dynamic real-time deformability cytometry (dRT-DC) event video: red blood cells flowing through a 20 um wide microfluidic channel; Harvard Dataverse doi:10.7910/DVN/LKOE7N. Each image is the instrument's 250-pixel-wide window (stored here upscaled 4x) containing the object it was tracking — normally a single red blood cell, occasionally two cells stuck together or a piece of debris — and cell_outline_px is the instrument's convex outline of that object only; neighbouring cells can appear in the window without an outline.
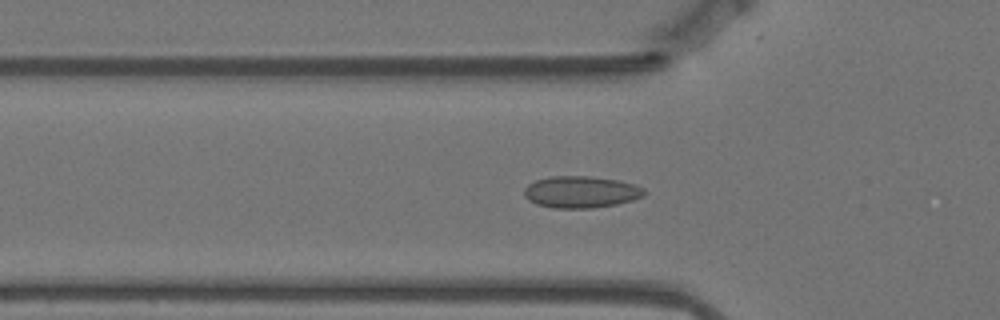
{"species": "Egyptian fruit bat (a non-hibernating species)", "species_latin": "Rousettus aegyptiacus", "temperature_condition": "warm", "stored_images_in_passage": 54, "camera_frame_rate_fps": 3000, "um_per_image_px": 0.085, "animal": {"sex": "female"}, "frame": {"image": 1, "passage_image": 14, "time_ms": 4.333, "image_size_px": [1000, 320], "cell_outline_px": [[648, 192], [644, 196], [632, 200], [616, 204], [592, 208], [552, 208], [536, 204], [528, 200], [524, 196], [524, 188], [528, 184], [536, 180], [552, 176], [588, 176], [620, 180], [644, 188]], "centroid_in_image_um": [49.38, 16.32], "position_along_channel_um": 76.4, "area_um2": 22.37}}
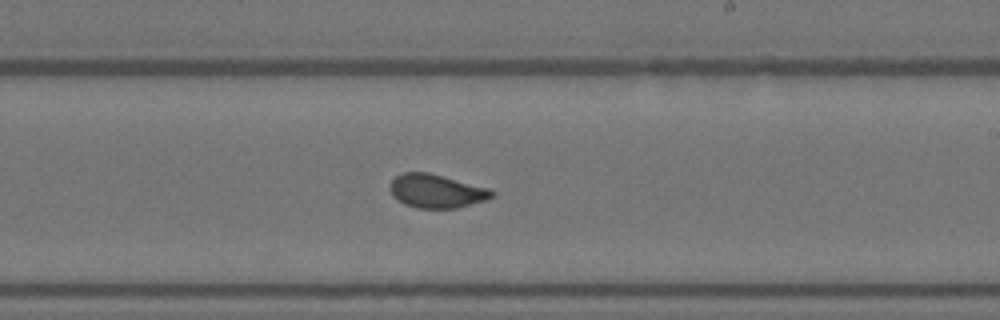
{"frame": {"image": 2, "passage_image": 29, "time_ms": 9.333, "image_size_px": [1000, 320], "cell_outline_px": [[496, 196], [484, 200], [456, 208], [416, 208], [404, 204], [392, 196], [392, 180], [400, 172], [428, 172], [488, 188], [496, 192]], "centroid_in_image_um": [37.1, 16.24], "position_along_channel_um": 251.9, "area_um2": 19.77}}
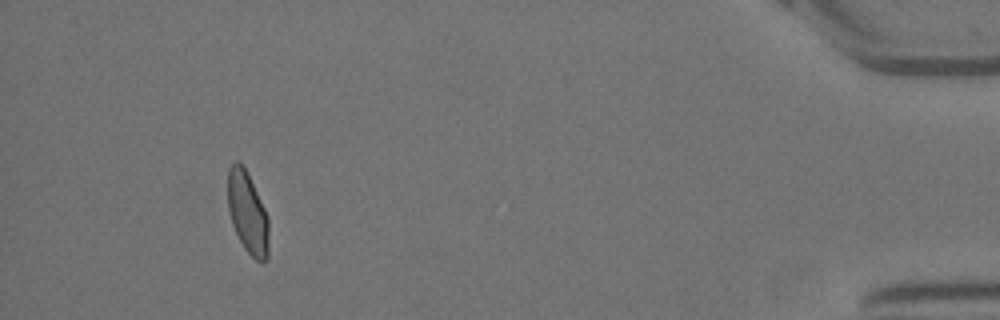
{"frame": {"image": 3, "passage_image": 49, "time_ms": 16.0, "image_size_px": [1000, 320], "cell_outline_px": [[268, 256], [264, 260], [256, 260], [244, 248], [232, 224], [228, 212], [228, 168], [236, 160], [244, 168], [268, 216]], "centroid_in_image_um": [21.03, 18.1], "position_along_channel_um": 414.2, "area_um2": 19.02}}